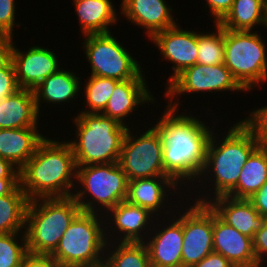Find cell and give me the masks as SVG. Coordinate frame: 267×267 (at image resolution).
<instances>
[{
    "mask_svg": "<svg viewBox=\"0 0 267 267\" xmlns=\"http://www.w3.org/2000/svg\"><path fill=\"white\" fill-rule=\"evenodd\" d=\"M163 111L155 124L163 135V166L182 190L187 186L185 191L188 188L189 193V186L196 184L203 169L207 145L216 124L210 127L201 115L183 111L181 114L167 105Z\"/></svg>",
    "mask_w": 267,
    "mask_h": 267,
    "instance_id": "6da1fadb",
    "label": "cell"
},
{
    "mask_svg": "<svg viewBox=\"0 0 267 267\" xmlns=\"http://www.w3.org/2000/svg\"><path fill=\"white\" fill-rule=\"evenodd\" d=\"M237 121L228 128V131L221 132L222 138L219 137L220 134H216L218 130L215 132L214 129L212 132L207 145L205 163L198 181H196L201 186V190L200 186L195 184L198 186L195 192L198 190L197 194L199 195L195 194V200L190 196L193 192L185 195L192 201L207 204L216 197L227 196L236 187L242 167L251 153L259 146L251 131L240 120ZM202 186L207 191L202 189Z\"/></svg>",
    "mask_w": 267,
    "mask_h": 267,
    "instance_id": "7a4b0ae2",
    "label": "cell"
},
{
    "mask_svg": "<svg viewBox=\"0 0 267 267\" xmlns=\"http://www.w3.org/2000/svg\"><path fill=\"white\" fill-rule=\"evenodd\" d=\"M76 175L71 145L67 140L59 141L50 136H46L19 170L20 186L29 200L72 196Z\"/></svg>",
    "mask_w": 267,
    "mask_h": 267,
    "instance_id": "3957f363",
    "label": "cell"
},
{
    "mask_svg": "<svg viewBox=\"0 0 267 267\" xmlns=\"http://www.w3.org/2000/svg\"><path fill=\"white\" fill-rule=\"evenodd\" d=\"M72 117L76 137L67 142L77 166L119 162L128 126L101 113L79 112Z\"/></svg>",
    "mask_w": 267,
    "mask_h": 267,
    "instance_id": "277c9868",
    "label": "cell"
},
{
    "mask_svg": "<svg viewBox=\"0 0 267 267\" xmlns=\"http://www.w3.org/2000/svg\"><path fill=\"white\" fill-rule=\"evenodd\" d=\"M80 212L81 208L72 196L29 200L25 221L28 253L50 256Z\"/></svg>",
    "mask_w": 267,
    "mask_h": 267,
    "instance_id": "5b68a950",
    "label": "cell"
},
{
    "mask_svg": "<svg viewBox=\"0 0 267 267\" xmlns=\"http://www.w3.org/2000/svg\"><path fill=\"white\" fill-rule=\"evenodd\" d=\"M76 182L72 197L82 212L104 216L127 197L128 180L119 162L77 166Z\"/></svg>",
    "mask_w": 267,
    "mask_h": 267,
    "instance_id": "8992f818",
    "label": "cell"
},
{
    "mask_svg": "<svg viewBox=\"0 0 267 267\" xmlns=\"http://www.w3.org/2000/svg\"><path fill=\"white\" fill-rule=\"evenodd\" d=\"M106 245L104 216L81 211L50 257L59 267L101 263L104 262Z\"/></svg>",
    "mask_w": 267,
    "mask_h": 267,
    "instance_id": "52a82bcc",
    "label": "cell"
},
{
    "mask_svg": "<svg viewBox=\"0 0 267 267\" xmlns=\"http://www.w3.org/2000/svg\"><path fill=\"white\" fill-rule=\"evenodd\" d=\"M258 31L224 29V65L246 91L267 81V43Z\"/></svg>",
    "mask_w": 267,
    "mask_h": 267,
    "instance_id": "ba28073f",
    "label": "cell"
},
{
    "mask_svg": "<svg viewBox=\"0 0 267 267\" xmlns=\"http://www.w3.org/2000/svg\"><path fill=\"white\" fill-rule=\"evenodd\" d=\"M83 36L85 40L82 41V47L90 64V75L118 81L146 79L141 62L131 55L113 32Z\"/></svg>",
    "mask_w": 267,
    "mask_h": 267,
    "instance_id": "9c48e42d",
    "label": "cell"
},
{
    "mask_svg": "<svg viewBox=\"0 0 267 267\" xmlns=\"http://www.w3.org/2000/svg\"><path fill=\"white\" fill-rule=\"evenodd\" d=\"M132 130L129 127L126 132L119 159L127 180L169 176L163 166V135L158 127L153 124L137 134Z\"/></svg>",
    "mask_w": 267,
    "mask_h": 267,
    "instance_id": "30bf717a",
    "label": "cell"
},
{
    "mask_svg": "<svg viewBox=\"0 0 267 267\" xmlns=\"http://www.w3.org/2000/svg\"><path fill=\"white\" fill-rule=\"evenodd\" d=\"M167 106L173 109L181 107L177 97L187 93L202 94L211 92H246L235 80L224 64L203 65L196 63L180 73L164 90ZM176 98V99H175ZM175 99V100H174Z\"/></svg>",
    "mask_w": 267,
    "mask_h": 267,
    "instance_id": "8fae6325",
    "label": "cell"
},
{
    "mask_svg": "<svg viewBox=\"0 0 267 267\" xmlns=\"http://www.w3.org/2000/svg\"><path fill=\"white\" fill-rule=\"evenodd\" d=\"M186 202L189 207L181 203L182 267H192L213 252V210L208 204Z\"/></svg>",
    "mask_w": 267,
    "mask_h": 267,
    "instance_id": "7c38bea8",
    "label": "cell"
},
{
    "mask_svg": "<svg viewBox=\"0 0 267 267\" xmlns=\"http://www.w3.org/2000/svg\"><path fill=\"white\" fill-rule=\"evenodd\" d=\"M178 204L181 210L178 208L179 211L175 215L164 217L165 219L156 217L158 221L154 220L152 230L144 241L148 249L151 267H182V206L181 202ZM166 218L169 222L164 224L167 221Z\"/></svg>",
    "mask_w": 267,
    "mask_h": 267,
    "instance_id": "4fadbf2b",
    "label": "cell"
},
{
    "mask_svg": "<svg viewBox=\"0 0 267 267\" xmlns=\"http://www.w3.org/2000/svg\"><path fill=\"white\" fill-rule=\"evenodd\" d=\"M155 219L148 209L122 201L104 215L106 241L144 242Z\"/></svg>",
    "mask_w": 267,
    "mask_h": 267,
    "instance_id": "5bb4252c",
    "label": "cell"
},
{
    "mask_svg": "<svg viewBox=\"0 0 267 267\" xmlns=\"http://www.w3.org/2000/svg\"><path fill=\"white\" fill-rule=\"evenodd\" d=\"M178 25L157 32L149 39L164 61L172 64L173 74L168 77L165 88L185 69L196 64L198 55V31L185 30Z\"/></svg>",
    "mask_w": 267,
    "mask_h": 267,
    "instance_id": "9a60e30c",
    "label": "cell"
},
{
    "mask_svg": "<svg viewBox=\"0 0 267 267\" xmlns=\"http://www.w3.org/2000/svg\"><path fill=\"white\" fill-rule=\"evenodd\" d=\"M50 48L34 45L20 50L14 43L12 62L20 89L34 90L49 75L57 72L62 63Z\"/></svg>",
    "mask_w": 267,
    "mask_h": 267,
    "instance_id": "2e32d148",
    "label": "cell"
},
{
    "mask_svg": "<svg viewBox=\"0 0 267 267\" xmlns=\"http://www.w3.org/2000/svg\"><path fill=\"white\" fill-rule=\"evenodd\" d=\"M181 189L182 188L170 176H156L152 178L129 180L126 201L148 209L152 214L159 218L165 214V216L175 214L178 211V209H176V211L173 212L172 209L174 208H169L172 206V202L169 199L172 196L176 197L178 193V197H180V194H182ZM178 190L180 191L178 192ZM172 191L174 193H172ZM166 207L169 209H166Z\"/></svg>",
    "mask_w": 267,
    "mask_h": 267,
    "instance_id": "e0dca14e",
    "label": "cell"
},
{
    "mask_svg": "<svg viewBox=\"0 0 267 267\" xmlns=\"http://www.w3.org/2000/svg\"><path fill=\"white\" fill-rule=\"evenodd\" d=\"M120 16L144 29L147 39L155 33L177 25L174 9L166 0H121ZM173 10V11H172Z\"/></svg>",
    "mask_w": 267,
    "mask_h": 267,
    "instance_id": "ac0fdd59",
    "label": "cell"
},
{
    "mask_svg": "<svg viewBox=\"0 0 267 267\" xmlns=\"http://www.w3.org/2000/svg\"><path fill=\"white\" fill-rule=\"evenodd\" d=\"M146 83L148 84L145 79L119 81L101 114L130 127L126 123L127 117L132 116L140 106L150 105V103L155 104V96H153L152 91L148 88L149 85Z\"/></svg>",
    "mask_w": 267,
    "mask_h": 267,
    "instance_id": "d6986e66",
    "label": "cell"
},
{
    "mask_svg": "<svg viewBox=\"0 0 267 267\" xmlns=\"http://www.w3.org/2000/svg\"><path fill=\"white\" fill-rule=\"evenodd\" d=\"M213 251L236 267H256L252 238L222 221L213 211Z\"/></svg>",
    "mask_w": 267,
    "mask_h": 267,
    "instance_id": "ffe728a7",
    "label": "cell"
},
{
    "mask_svg": "<svg viewBox=\"0 0 267 267\" xmlns=\"http://www.w3.org/2000/svg\"><path fill=\"white\" fill-rule=\"evenodd\" d=\"M207 204L222 221L250 238L254 237L267 220L248 199L219 196Z\"/></svg>",
    "mask_w": 267,
    "mask_h": 267,
    "instance_id": "44dd1931",
    "label": "cell"
},
{
    "mask_svg": "<svg viewBox=\"0 0 267 267\" xmlns=\"http://www.w3.org/2000/svg\"><path fill=\"white\" fill-rule=\"evenodd\" d=\"M38 128L0 129V157L20 170L47 136Z\"/></svg>",
    "mask_w": 267,
    "mask_h": 267,
    "instance_id": "7402d4cb",
    "label": "cell"
},
{
    "mask_svg": "<svg viewBox=\"0 0 267 267\" xmlns=\"http://www.w3.org/2000/svg\"><path fill=\"white\" fill-rule=\"evenodd\" d=\"M78 73L66 70L61 67L57 72L49 75L44 79L33 91L36 101V107L40 111L43 103L60 105L62 106L66 103L72 104L76 97L80 95L81 89V76L79 77ZM79 93V94H78ZM78 95V96H77ZM74 100V101H73ZM61 103V104H60Z\"/></svg>",
    "mask_w": 267,
    "mask_h": 267,
    "instance_id": "603a6c76",
    "label": "cell"
},
{
    "mask_svg": "<svg viewBox=\"0 0 267 267\" xmlns=\"http://www.w3.org/2000/svg\"><path fill=\"white\" fill-rule=\"evenodd\" d=\"M34 91L19 89L0 100V129L40 127Z\"/></svg>",
    "mask_w": 267,
    "mask_h": 267,
    "instance_id": "cb8c5ba5",
    "label": "cell"
},
{
    "mask_svg": "<svg viewBox=\"0 0 267 267\" xmlns=\"http://www.w3.org/2000/svg\"><path fill=\"white\" fill-rule=\"evenodd\" d=\"M113 2L111 0H73L72 5L78 16L82 35L112 31L110 27L117 25L121 18Z\"/></svg>",
    "mask_w": 267,
    "mask_h": 267,
    "instance_id": "d4e9b609",
    "label": "cell"
},
{
    "mask_svg": "<svg viewBox=\"0 0 267 267\" xmlns=\"http://www.w3.org/2000/svg\"><path fill=\"white\" fill-rule=\"evenodd\" d=\"M267 0H234L231 10L219 22L228 30L252 31L266 26Z\"/></svg>",
    "mask_w": 267,
    "mask_h": 267,
    "instance_id": "484cf974",
    "label": "cell"
},
{
    "mask_svg": "<svg viewBox=\"0 0 267 267\" xmlns=\"http://www.w3.org/2000/svg\"><path fill=\"white\" fill-rule=\"evenodd\" d=\"M267 181V148L258 146L242 167L236 187L227 195L249 199Z\"/></svg>",
    "mask_w": 267,
    "mask_h": 267,
    "instance_id": "4316f807",
    "label": "cell"
},
{
    "mask_svg": "<svg viewBox=\"0 0 267 267\" xmlns=\"http://www.w3.org/2000/svg\"><path fill=\"white\" fill-rule=\"evenodd\" d=\"M28 203L20 184L10 194L0 196V234L25 232Z\"/></svg>",
    "mask_w": 267,
    "mask_h": 267,
    "instance_id": "83f0119b",
    "label": "cell"
},
{
    "mask_svg": "<svg viewBox=\"0 0 267 267\" xmlns=\"http://www.w3.org/2000/svg\"><path fill=\"white\" fill-rule=\"evenodd\" d=\"M104 263L106 267H151L144 242L107 243Z\"/></svg>",
    "mask_w": 267,
    "mask_h": 267,
    "instance_id": "f1b7e54d",
    "label": "cell"
},
{
    "mask_svg": "<svg viewBox=\"0 0 267 267\" xmlns=\"http://www.w3.org/2000/svg\"><path fill=\"white\" fill-rule=\"evenodd\" d=\"M84 82V85L81 84V91L84 90V101L86 103L84 105L87 107L84 108L85 110L81 108L82 111L79 112L101 113L105 109L108 99L119 81L113 78L89 75Z\"/></svg>",
    "mask_w": 267,
    "mask_h": 267,
    "instance_id": "f546056e",
    "label": "cell"
},
{
    "mask_svg": "<svg viewBox=\"0 0 267 267\" xmlns=\"http://www.w3.org/2000/svg\"><path fill=\"white\" fill-rule=\"evenodd\" d=\"M211 33L198 32V55L196 63L203 65L224 64V28L215 23Z\"/></svg>",
    "mask_w": 267,
    "mask_h": 267,
    "instance_id": "4dcf8cb0",
    "label": "cell"
},
{
    "mask_svg": "<svg viewBox=\"0 0 267 267\" xmlns=\"http://www.w3.org/2000/svg\"><path fill=\"white\" fill-rule=\"evenodd\" d=\"M28 254L25 232L0 234V267H22Z\"/></svg>",
    "mask_w": 267,
    "mask_h": 267,
    "instance_id": "1f68e13d",
    "label": "cell"
},
{
    "mask_svg": "<svg viewBox=\"0 0 267 267\" xmlns=\"http://www.w3.org/2000/svg\"><path fill=\"white\" fill-rule=\"evenodd\" d=\"M249 112L248 117L240 121L251 131L258 145L267 148V105Z\"/></svg>",
    "mask_w": 267,
    "mask_h": 267,
    "instance_id": "d6a6232c",
    "label": "cell"
},
{
    "mask_svg": "<svg viewBox=\"0 0 267 267\" xmlns=\"http://www.w3.org/2000/svg\"><path fill=\"white\" fill-rule=\"evenodd\" d=\"M16 1L0 0V35L15 37L14 27L21 26L16 22Z\"/></svg>",
    "mask_w": 267,
    "mask_h": 267,
    "instance_id": "836d02e7",
    "label": "cell"
},
{
    "mask_svg": "<svg viewBox=\"0 0 267 267\" xmlns=\"http://www.w3.org/2000/svg\"><path fill=\"white\" fill-rule=\"evenodd\" d=\"M20 89L13 62L6 68L0 69V100L17 92Z\"/></svg>",
    "mask_w": 267,
    "mask_h": 267,
    "instance_id": "e575fe53",
    "label": "cell"
},
{
    "mask_svg": "<svg viewBox=\"0 0 267 267\" xmlns=\"http://www.w3.org/2000/svg\"><path fill=\"white\" fill-rule=\"evenodd\" d=\"M252 242L256 261L259 264H267V220L264 226L254 235Z\"/></svg>",
    "mask_w": 267,
    "mask_h": 267,
    "instance_id": "d590c367",
    "label": "cell"
},
{
    "mask_svg": "<svg viewBox=\"0 0 267 267\" xmlns=\"http://www.w3.org/2000/svg\"><path fill=\"white\" fill-rule=\"evenodd\" d=\"M209 14L214 18L213 23H219L231 10L234 0H205Z\"/></svg>",
    "mask_w": 267,
    "mask_h": 267,
    "instance_id": "8d00e7d4",
    "label": "cell"
},
{
    "mask_svg": "<svg viewBox=\"0 0 267 267\" xmlns=\"http://www.w3.org/2000/svg\"><path fill=\"white\" fill-rule=\"evenodd\" d=\"M14 39L0 35V69L6 68L12 62Z\"/></svg>",
    "mask_w": 267,
    "mask_h": 267,
    "instance_id": "74e56055",
    "label": "cell"
},
{
    "mask_svg": "<svg viewBox=\"0 0 267 267\" xmlns=\"http://www.w3.org/2000/svg\"><path fill=\"white\" fill-rule=\"evenodd\" d=\"M192 267H236L223 255L217 252H211L204 257L199 263L194 264Z\"/></svg>",
    "mask_w": 267,
    "mask_h": 267,
    "instance_id": "f35d334b",
    "label": "cell"
},
{
    "mask_svg": "<svg viewBox=\"0 0 267 267\" xmlns=\"http://www.w3.org/2000/svg\"><path fill=\"white\" fill-rule=\"evenodd\" d=\"M260 215L267 219V181L248 199Z\"/></svg>",
    "mask_w": 267,
    "mask_h": 267,
    "instance_id": "ab89813d",
    "label": "cell"
},
{
    "mask_svg": "<svg viewBox=\"0 0 267 267\" xmlns=\"http://www.w3.org/2000/svg\"><path fill=\"white\" fill-rule=\"evenodd\" d=\"M22 267H59L49 255L28 254L23 261Z\"/></svg>",
    "mask_w": 267,
    "mask_h": 267,
    "instance_id": "60d3db41",
    "label": "cell"
},
{
    "mask_svg": "<svg viewBox=\"0 0 267 267\" xmlns=\"http://www.w3.org/2000/svg\"><path fill=\"white\" fill-rule=\"evenodd\" d=\"M0 178H19V170L0 157Z\"/></svg>",
    "mask_w": 267,
    "mask_h": 267,
    "instance_id": "b9f144b4",
    "label": "cell"
},
{
    "mask_svg": "<svg viewBox=\"0 0 267 267\" xmlns=\"http://www.w3.org/2000/svg\"><path fill=\"white\" fill-rule=\"evenodd\" d=\"M19 184V178H0V196L10 194Z\"/></svg>",
    "mask_w": 267,
    "mask_h": 267,
    "instance_id": "7bdbcfd3",
    "label": "cell"
},
{
    "mask_svg": "<svg viewBox=\"0 0 267 267\" xmlns=\"http://www.w3.org/2000/svg\"><path fill=\"white\" fill-rule=\"evenodd\" d=\"M70 267H106L104 262L91 264V265H80V266H70Z\"/></svg>",
    "mask_w": 267,
    "mask_h": 267,
    "instance_id": "ee69618b",
    "label": "cell"
},
{
    "mask_svg": "<svg viewBox=\"0 0 267 267\" xmlns=\"http://www.w3.org/2000/svg\"><path fill=\"white\" fill-rule=\"evenodd\" d=\"M256 267H267V264H259L258 266Z\"/></svg>",
    "mask_w": 267,
    "mask_h": 267,
    "instance_id": "f6af8a7d",
    "label": "cell"
}]
</instances>
